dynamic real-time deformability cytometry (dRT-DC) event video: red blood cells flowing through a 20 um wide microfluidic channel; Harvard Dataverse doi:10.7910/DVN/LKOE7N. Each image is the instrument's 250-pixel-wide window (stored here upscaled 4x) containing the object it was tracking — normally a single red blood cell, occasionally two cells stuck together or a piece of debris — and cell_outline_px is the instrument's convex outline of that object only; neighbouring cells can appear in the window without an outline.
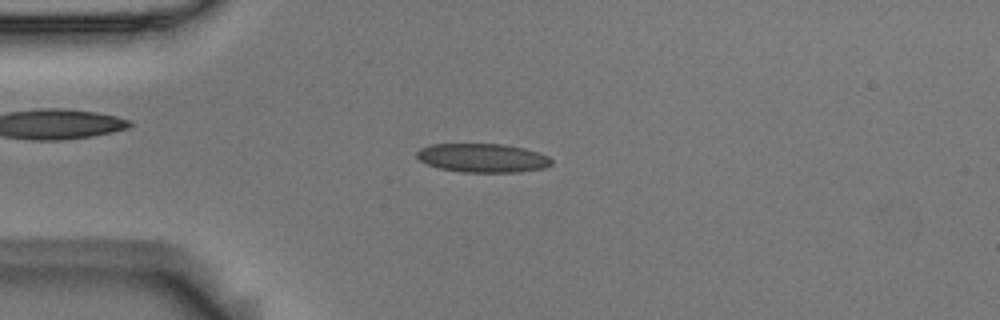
{"species": "Egyptian fruit bat (a non-hibernating species)", "species_latin": "Rousettus aegyptiacus", "temperature_condition": "room temperature", "stored_images_in_passage": 5, "camera_frame_rate_fps": 3000, "um_per_image_px": 0.085, "animal": {"sex": "male"}, "frame": {"image": 1, "passage_image": 3, "time_ms": 0.667, "image_size_px": [1000, 320], "cell_outline_px": [[552, 164], [544, 168], [516, 172], [460, 172], [440, 168], [428, 164], [420, 160], [416, 156], [416, 152], [420, 148], [432, 144], [504, 144], [524, 148], [548, 156], [552, 160]], "centroid_in_image_um": [41.01, 13.42], "position_along_channel_um": 44.0, "area_um2": 22.54}}
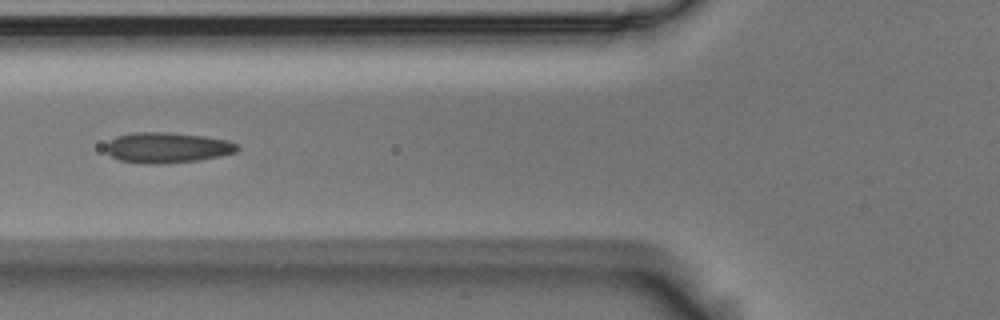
{"frame": {"image": 2, "passage_image": 5, "time_ms": 1.333, "image_size_px": [1000, 320], "cell_outline_px": [[240, 148], [236, 152], [220, 156], [200, 160], [148, 164], [144, 164], [120, 160], [112, 156], [104, 148], [116, 136], [132, 132], [168, 132], [204, 136], [228, 140], [240, 144]], "centroid_in_image_um": [14.26, 12.54], "position_along_channel_um": 111.5, "area_um2": 23.35}}